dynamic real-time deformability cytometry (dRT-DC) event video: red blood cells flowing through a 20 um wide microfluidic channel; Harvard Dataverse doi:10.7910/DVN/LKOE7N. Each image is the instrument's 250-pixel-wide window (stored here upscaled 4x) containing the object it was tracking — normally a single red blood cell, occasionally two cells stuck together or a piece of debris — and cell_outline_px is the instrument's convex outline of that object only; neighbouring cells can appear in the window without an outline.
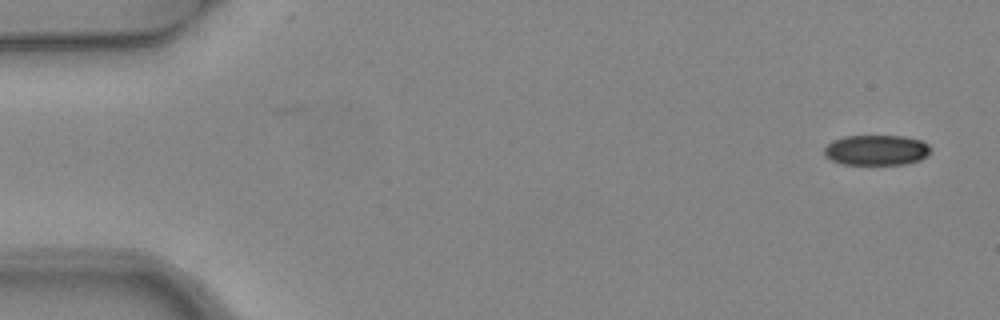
{"species": "common noctule bat (a hibernating species)", "species_latin": "Nyctalus noctula", "temperature_condition": "warm", "stored_images_in_passage": 2, "camera_frame_rate_fps": 3000, "um_per_image_px": 0.085, "animal": {"sex": "female", "body_mass_g": 24.6, "forearm_length_mm": 56.2}, "frame": {"image": 1, "passage_image": 2, "time_ms": 0.333, "image_size_px": [1000, 320], "cell_outline_px": [[932, 148], [928, 156], [920, 160], [908, 164], [844, 164], [832, 160], [824, 156], [824, 148], [832, 140], [844, 136], [904, 136], [920, 140], [928, 144]], "centroid_in_image_um": [74.52, 12.76], "position_along_channel_um": 10.5, "area_um2": 18.96}}